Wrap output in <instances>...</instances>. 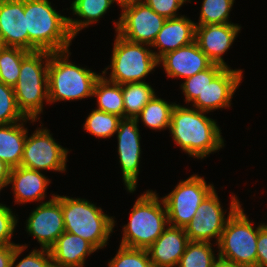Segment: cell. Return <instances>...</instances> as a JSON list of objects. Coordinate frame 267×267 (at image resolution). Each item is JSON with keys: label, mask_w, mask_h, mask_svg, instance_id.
Instances as JSON below:
<instances>
[{"label": "cell", "mask_w": 267, "mask_h": 267, "mask_svg": "<svg viewBox=\"0 0 267 267\" xmlns=\"http://www.w3.org/2000/svg\"><path fill=\"white\" fill-rule=\"evenodd\" d=\"M121 119L117 115L92 109L83 123V128L96 138L107 139L115 135Z\"/></svg>", "instance_id": "29"}, {"label": "cell", "mask_w": 267, "mask_h": 267, "mask_svg": "<svg viewBox=\"0 0 267 267\" xmlns=\"http://www.w3.org/2000/svg\"><path fill=\"white\" fill-rule=\"evenodd\" d=\"M93 98H97L95 109L124 118V102L120 84L108 81L101 75L95 83Z\"/></svg>", "instance_id": "25"}, {"label": "cell", "mask_w": 267, "mask_h": 267, "mask_svg": "<svg viewBox=\"0 0 267 267\" xmlns=\"http://www.w3.org/2000/svg\"><path fill=\"white\" fill-rule=\"evenodd\" d=\"M176 102H168L155 94L136 117L137 122L152 130H169L171 114Z\"/></svg>", "instance_id": "26"}, {"label": "cell", "mask_w": 267, "mask_h": 267, "mask_svg": "<svg viewBox=\"0 0 267 267\" xmlns=\"http://www.w3.org/2000/svg\"><path fill=\"white\" fill-rule=\"evenodd\" d=\"M111 53L110 65L102 70V75L113 83L145 82V78L159 67L150 45L130 42L117 33ZM108 69H111L110 74Z\"/></svg>", "instance_id": "7"}, {"label": "cell", "mask_w": 267, "mask_h": 267, "mask_svg": "<svg viewBox=\"0 0 267 267\" xmlns=\"http://www.w3.org/2000/svg\"><path fill=\"white\" fill-rule=\"evenodd\" d=\"M188 242L184 228L168 225L147 249L153 266L177 267Z\"/></svg>", "instance_id": "21"}, {"label": "cell", "mask_w": 267, "mask_h": 267, "mask_svg": "<svg viewBox=\"0 0 267 267\" xmlns=\"http://www.w3.org/2000/svg\"><path fill=\"white\" fill-rule=\"evenodd\" d=\"M49 250L53 267H85L86 258L97 252L88 241L66 231Z\"/></svg>", "instance_id": "22"}, {"label": "cell", "mask_w": 267, "mask_h": 267, "mask_svg": "<svg viewBox=\"0 0 267 267\" xmlns=\"http://www.w3.org/2000/svg\"><path fill=\"white\" fill-rule=\"evenodd\" d=\"M50 52H30L21 62L20 75L13 86L16 103L26 118L40 121L48 99V64Z\"/></svg>", "instance_id": "6"}, {"label": "cell", "mask_w": 267, "mask_h": 267, "mask_svg": "<svg viewBox=\"0 0 267 267\" xmlns=\"http://www.w3.org/2000/svg\"><path fill=\"white\" fill-rule=\"evenodd\" d=\"M212 246L210 242L189 241L177 267H214L219 257Z\"/></svg>", "instance_id": "28"}, {"label": "cell", "mask_w": 267, "mask_h": 267, "mask_svg": "<svg viewBox=\"0 0 267 267\" xmlns=\"http://www.w3.org/2000/svg\"><path fill=\"white\" fill-rule=\"evenodd\" d=\"M70 50L50 52L48 64V99L49 105L60 101H78L93 97L98 73L70 61Z\"/></svg>", "instance_id": "4"}, {"label": "cell", "mask_w": 267, "mask_h": 267, "mask_svg": "<svg viewBox=\"0 0 267 267\" xmlns=\"http://www.w3.org/2000/svg\"><path fill=\"white\" fill-rule=\"evenodd\" d=\"M5 47L4 43H3V40H2V37H1V34H0V50L3 49Z\"/></svg>", "instance_id": "43"}, {"label": "cell", "mask_w": 267, "mask_h": 267, "mask_svg": "<svg viewBox=\"0 0 267 267\" xmlns=\"http://www.w3.org/2000/svg\"><path fill=\"white\" fill-rule=\"evenodd\" d=\"M214 267H241V266L236 265L233 262L218 258L214 264Z\"/></svg>", "instance_id": "41"}, {"label": "cell", "mask_w": 267, "mask_h": 267, "mask_svg": "<svg viewBox=\"0 0 267 267\" xmlns=\"http://www.w3.org/2000/svg\"><path fill=\"white\" fill-rule=\"evenodd\" d=\"M206 114L180 103H176L171 114L169 133L175 146L197 160L219 152L226 145L217 121Z\"/></svg>", "instance_id": "1"}, {"label": "cell", "mask_w": 267, "mask_h": 267, "mask_svg": "<svg viewBox=\"0 0 267 267\" xmlns=\"http://www.w3.org/2000/svg\"><path fill=\"white\" fill-rule=\"evenodd\" d=\"M242 206L227 220L216 252L219 258L241 267H256L258 226L253 224Z\"/></svg>", "instance_id": "8"}, {"label": "cell", "mask_w": 267, "mask_h": 267, "mask_svg": "<svg viewBox=\"0 0 267 267\" xmlns=\"http://www.w3.org/2000/svg\"><path fill=\"white\" fill-rule=\"evenodd\" d=\"M55 198L61 203L66 232L82 237L96 250L106 247L116 226L114 216L85 198L59 194Z\"/></svg>", "instance_id": "5"}, {"label": "cell", "mask_w": 267, "mask_h": 267, "mask_svg": "<svg viewBox=\"0 0 267 267\" xmlns=\"http://www.w3.org/2000/svg\"><path fill=\"white\" fill-rule=\"evenodd\" d=\"M215 188L203 199L193 219L185 226L184 230L189 241L210 242L215 246L220 240L227 220L242 205L237 195L231 194L230 207L223 209L220 197ZM228 214L226 215L225 213ZM227 216V217H226Z\"/></svg>", "instance_id": "9"}, {"label": "cell", "mask_w": 267, "mask_h": 267, "mask_svg": "<svg viewBox=\"0 0 267 267\" xmlns=\"http://www.w3.org/2000/svg\"><path fill=\"white\" fill-rule=\"evenodd\" d=\"M28 31V51L63 52L70 50L72 36L68 17L53 8L50 0H24Z\"/></svg>", "instance_id": "2"}, {"label": "cell", "mask_w": 267, "mask_h": 267, "mask_svg": "<svg viewBox=\"0 0 267 267\" xmlns=\"http://www.w3.org/2000/svg\"><path fill=\"white\" fill-rule=\"evenodd\" d=\"M30 52L18 47H4L0 50V81L13 87L20 75L22 60Z\"/></svg>", "instance_id": "30"}, {"label": "cell", "mask_w": 267, "mask_h": 267, "mask_svg": "<svg viewBox=\"0 0 267 267\" xmlns=\"http://www.w3.org/2000/svg\"><path fill=\"white\" fill-rule=\"evenodd\" d=\"M213 63L199 48L196 41L163 55L158 60L167 78L187 79L208 69Z\"/></svg>", "instance_id": "17"}, {"label": "cell", "mask_w": 267, "mask_h": 267, "mask_svg": "<svg viewBox=\"0 0 267 267\" xmlns=\"http://www.w3.org/2000/svg\"><path fill=\"white\" fill-rule=\"evenodd\" d=\"M235 0H202L196 25L233 23L229 21Z\"/></svg>", "instance_id": "31"}, {"label": "cell", "mask_w": 267, "mask_h": 267, "mask_svg": "<svg viewBox=\"0 0 267 267\" xmlns=\"http://www.w3.org/2000/svg\"><path fill=\"white\" fill-rule=\"evenodd\" d=\"M120 17L114 22L115 33L130 42L152 45L166 18L158 15L144 1L134 0L119 7Z\"/></svg>", "instance_id": "12"}, {"label": "cell", "mask_w": 267, "mask_h": 267, "mask_svg": "<svg viewBox=\"0 0 267 267\" xmlns=\"http://www.w3.org/2000/svg\"><path fill=\"white\" fill-rule=\"evenodd\" d=\"M27 122L33 124L39 121L26 118L21 122L0 125V160L11 168L19 167L21 164L28 131V127L25 126Z\"/></svg>", "instance_id": "23"}, {"label": "cell", "mask_w": 267, "mask_h": 267, "mask_svg": "<svg viewBox=\"0 0 267 267\" xmlns=\"http://www.w3.org/2000/svg\"><path fill=\"white\" fill-rule=\"evenodd\" d=\"M0 34L5 47L28 51L24 0H0Z\"/></svg>", "instance_id": "19"}, {"label": "cell", "mask_w": 267, "mask_h": 267, "mask_svg": "<svg viewBox=\"0 0 267 267\" xmlns=\"http://www.w3.org/2000/svg\"><path fill=\"white\" fill-rule=\"evenodd\" d=\"M243 78V70L225 67L207 84L202 94L190 104L191 107L208 113L231 108L233 95L236 89H239Z\"/></svg>", "instance_id": "15"}, {"label": "cell", "mask_w": 267, "mask_h": 267, "mask_svg": "<svg viewBox=\"0 0 267 267\" xmlns=\"http://www.w3.org/2000/svg\"><path fill=\"white\" fill-rule=\"evenodd\" d=\"M224 68L222 65L212 64L208 69L184 79L179 88L185 97L186 105L192 104L199 94H202L207 84L211 83Z\"/></svg>", "instance_id": "32"}, {"label": "cell", "mask_w": 267, "mask_h": 267, "mask_svg": "<svg viewBox=\"0 0 267 267\" xmlns=\"http://www.w3.org/2000/svg\"><path fill=\"white\" fill-rule=\"evenodd\" d=\"M15 245H0V267H11Z\"/></svg>", "instance_id": "39"}, {"label": "cell", "mask_w": 267, "mask_h": 267, "mask_svg": "<svg viewBox=\"0 0 267 267\" xmlns=\"http://www.w3.org/2000/svg\"><path fill=\"white\" fill-rule=\"evenodd\" d=\"M158 15L163 16L166 19L176 18L182 16L179 14V9L186 2H192V0H142Z\"/></svg>", "instance_id": "37"}, {"label": "cell", "mask_w": 267, "mask_h": 267, "mask_svg": "<svg viewBox=\"0 0 267 267\" xmlns=\"http://www.w3.org/2000/svg\"><path fill=\"white\" fill-rule=\"evenodd\" d=\"M256 267H267V223L258 225Z\"/></svg>", "instance_id": "38"}, {"label": "cell", "mask_w": 267, "mask_h": 267, "mask_svg": "<svg viewBox=\"0 0 267 267\" xmlns=\"http://www.w3.org/2000/svg\"><path fill=\"white\" fill-rule=\"evenodd\" d=\"M117 1V6H121L125 3L133 2L134 0H116Z\"/></svg>", "instance_id": "42"}, {"label": "cell", "mask_w": 267, "mask_h": 267, "mask_svg": "<svg viewBox=\"0 0 267 267\" xmlns=\"http://www.w3.org/2000/svg\"><path fill=\"white\" fill-rule=\"evenodd\" d=\"M16 216L9 206L0 203V245H18L11 241L19 222Z\"/></svg>", "instance_id": "36"}, {"label": "cell", "mask_w": 267, "mask_h": 267, "mask_svg": "<svg viewBox=\"0 0 267 267\" xmlns=\"http://www.w3.org/2000/svg\"><path fill=\"white\" fill-rule=\"evenodd\" d=\"M213 183L203 176L193 174L179 183L170 193L163 196L168 216V225L185 226L193 219L203 199L214 189Z\"/></svg>", "instance_id": "10"}, {"label": "cell", "mask_w": 267, "mask_h": 267, "mask_svg": "<svg viewBox=\"0 0 267 267\" xmlns=\"http://www.w3.org/2000/svg\"><path fill=\"white\" fill-rule=\"evenodd\" d=\"M25 119L17 106L13 87L0 81V125L17 123Z\"/></svg>", "instance_id": "34"}, {"label": "cell", "mask_w": 267, "mask_h": 267, "mask_svg": "<svg viewBox=\"0 0 267 267\" xmlns=\"http://www.w3.org/2000/svg\"><path fill=\"white\" fill-rule=\"evenodd\" d=\"M116 255L108 261V267H154L146 249L119 245Z\"/></svg>", "instance_id": "33"}, {"label": "cell", "mask_w": 267, "mask_h": 267, "mask_svg": "<svg viewBox=\"0 0 267 267\" xmlns=\"http://www.w3.org/2000/svg\"><path fill=\"white\" fill-rule=\"evenodd\" d=\"M47 202L37 204L25 222V231L34 237L40 248L50 249L65 232L61 203L51 194Z\"/></svg>", "instance_id": "14"}, {"label": "cell", "mask_w": 267, "mask_h": 267, "mask_svg": "<svg viewBox=\"0 0 267 267\" xmlns=\"http://www.w3.org/2000/svg\"><path fill=\"white\" fill-rule=\"evenodd\" d=\"M127 221L119 244L147 250L168 226L164 200L156 190L146 189L133 203Z\"/></svg>", "instance_id": "3"}, {"label": "cell", "mask_w": 267, "mask_h": 267, "mask_svg": "<svg viewBox=\"0 0 267 267\" xmlns=\"http://www.w3.org/2000/svg\"><path fill=\"white\" fill-rule=\"evenodd\" d=\"M196 23L189 17L182 15L166 19L163 27L158 32L151 48L159 60L168 52L189 45L195 41Z\"/></svg>", "instance_id": "20"}, {"label": "cell", "mask_w": 267, "mask_h": 267, "mask_svg": "<svg viewBox=\"0 0 267 267\" xmlns=\"http://www.w3.org/2000/svg\"><path fill=\"white\" fill-rule=\"evenodd\" d=\"M26 249H28L27 244L18 243V245H15L11 267H53L49 249H33L27 256L17 261Z\"/></svg>", "instance_id": "35"}, {"label": "cell", "mask_w": 267, "mask_h": 267, "mask_svg": "<svg viewBox=\"0 0 267 267\" xmlns=\"http://www.w3.org/2000/svg\"><path fill=\"white\" fill-rule=\"evenodd\" d=\"M71 2L69 10L77 18L68 17V26L74 38L81 30L98 23L110 7L117 3L116 0H73Z\"/></svg>", "instance_id": "24"}, {"label": "cell", "mask_w": 267, "mask_h": 267, "mask_svg": "<svg viewBox=\"0 0 267 267\" xmlns=\"http://www.w3.org/2000/svg\"><path fill=\"white\" fill-rule=\"evenodd\" d=\"M41 122L40 127L36 128L31 135L27 131L20 166L41 172L46 170V172L65 173L69 149L57 143L50 129L43 128Z\"/></svg>", "instance_id": "11"}, {"label": "cell", "mask_w": 267, "mask_h": 267, "mask_svg": "<svg viewBox=\"0 0 267 267\" xmlns=\"http://www.w3.org/2000/svg\"><path fill=\"white\" fill-rule=\"evenodd\" d=\"M50 183L51 180L41 171L19 166L11 168L7 186L12 185L15 204L25 205L31 202L41 204L47 202L44 200Z\"/></svg>", "instance_id": "18"}, {"label": "cell", "mask_w": 267, "mask_h": 267, "mask_svg": "<svg viewBox=\"0 0 267 267\" xmlns=\"http://www.w3.org/2000/svg\"><path fill=\"white\" fill-rule=\"evenodd\" d=\"M10 172L11 167L2 160H0V193L2 189L4 190V188H7Z\"/></svg>", "instance_id": "40"}, {"label": "cell", "mask_w": 267, "mask_h": 267, "mask_svg": "<svg viewBox=\"0 0 267 267\" xmlns=\"http://www.w3.org/2000/svg\"><path fill=\"white\" fill-rule=\"evenodd\" d=\"M241 28L238 23L196 25L195 41L213 64L230 67L223 54L232 48Z\"/></svg>", "instance_id": "16"}, {"label": "cell", "mask_w": 267, "mask_h": 267, "mask_svg": "<svg viewBox=\"0 0 267 267\" xmlns=\"http://www.w3.org/2000/svg\"><path fill=\"white\" fill-rule=\"evenodd\" d=\"M124 118H136L145 105L156 94L155 89L147 82L122 84Z\"/></svg>", "instance_id": "27"}, {"label": "cell", "mask_w": 267, "mask_h": 267, "mask_svg": "<svg viewBox=\"0 0 267 267\" xmlns=\"http://www.w3.org/2000/svg\"><path fill=\"white\" fill-rule=\"evenodd\" d=\"M136 118H122L115 134L117 153L125 189L131 194L138 187L141 161V135Z\"/></svg>", "instance_id": "13"}]
</instances>
